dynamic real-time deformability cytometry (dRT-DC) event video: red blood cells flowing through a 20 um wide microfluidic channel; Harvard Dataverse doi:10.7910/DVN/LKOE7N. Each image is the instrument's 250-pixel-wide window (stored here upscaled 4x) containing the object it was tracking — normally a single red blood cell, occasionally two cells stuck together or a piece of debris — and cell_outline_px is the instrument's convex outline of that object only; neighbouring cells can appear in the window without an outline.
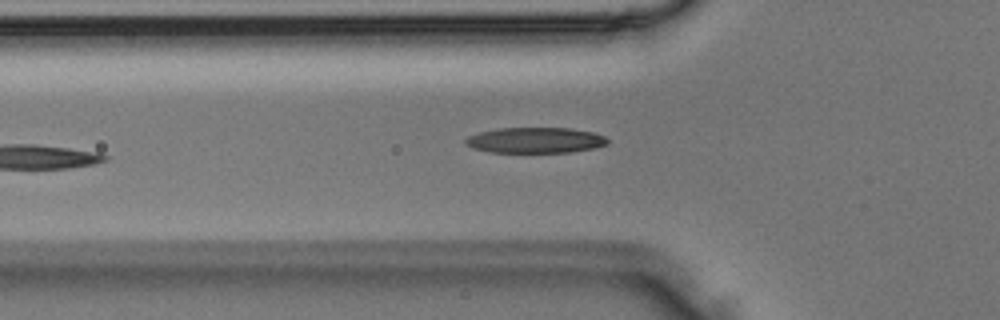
{"species": "Egyptian fruit bat (a non-hibernating species)", "species_latin": "Rousettus aegyptiacus", "temperature_condition": "room temperature", "stored_images_in_passage": 5, "camera_frame_rate_fps": 3000, "um_per_image_px": 0.085, "animal": {"sex": "male"}, "frame": {"image": 1, "passage_image": 5, "time_ms": 1.333, "image_size_px": [1000, 320], "cell_outline_px": [[608, 144], [592, 148], [572, 152], [488, 152], [472, 148], [464, 144], [464, 140], [468, 136], [480, 132], [500, 128], [572, 128], [592, 132], [604, 136], [608, 140]], "centroid_in_image_um": [45.47, 11.92], "position_along_channel_um": 80.3, "area_um2": 21.21}}